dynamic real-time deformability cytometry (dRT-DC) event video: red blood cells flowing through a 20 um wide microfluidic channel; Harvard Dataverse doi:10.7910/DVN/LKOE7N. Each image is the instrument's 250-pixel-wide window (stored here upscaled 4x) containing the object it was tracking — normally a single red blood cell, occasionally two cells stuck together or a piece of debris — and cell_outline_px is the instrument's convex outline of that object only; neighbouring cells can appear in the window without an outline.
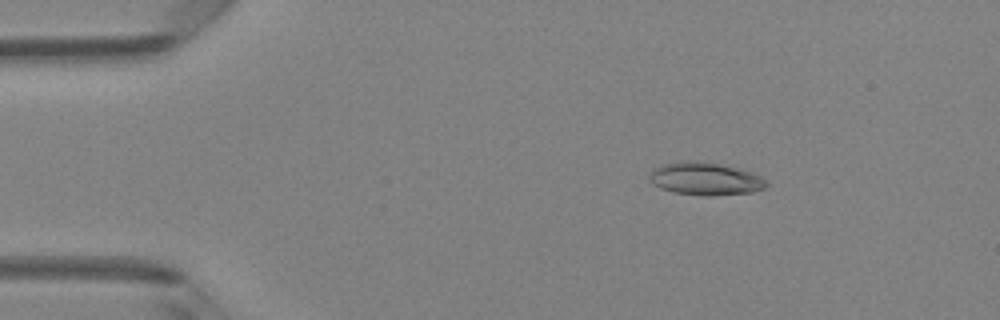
{"species": "Egyptian fruit bat (a non-hibernating species)", "species_latin": "Rousettus aegyptiacus", "temperature_condition": "room temperature", "stored_images_in_passage": 49, "camera_frame_rate_fps": 3000, "um_per_image_px": 0.085, "animal": {"sex": "female"}, "frame": {"image": 1, "passage_image": 8, "time_ms": 2.333, "image_size_px": [1000, 320], "cell_outline_px": [[768, 184], [764, 188], [752, 192], [712, 196], [704, 196], [672, 192], [660, 188], [652, 184], [648, 176], [656, 168], [664, 164], [680, 160], [696, 160], [744, 168], [760, 176]], "centroid_in_image_um": [59.95, 15.19], "position_along_channel_um": 25.0, "area_um2": 22.6}}
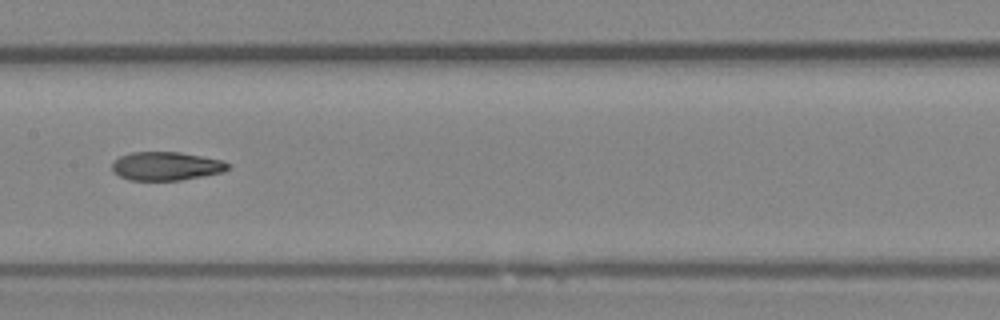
{"frame": {"image": 2, "passage_image": 25, "time_ms": 8.0, "image_size_px": [1000, 320], "cell_outline_px": [[228, 168], [224, 172], [180, 180], [128, 180], [112, 172], [112, 164], [120, 156], [132, 152], [180, 152], [224, 160], [228, 164]], "centroid_in_image_um": [14.12, 14.12], "position_along_channel_um": 193.3, "area_um2": 19.25}}
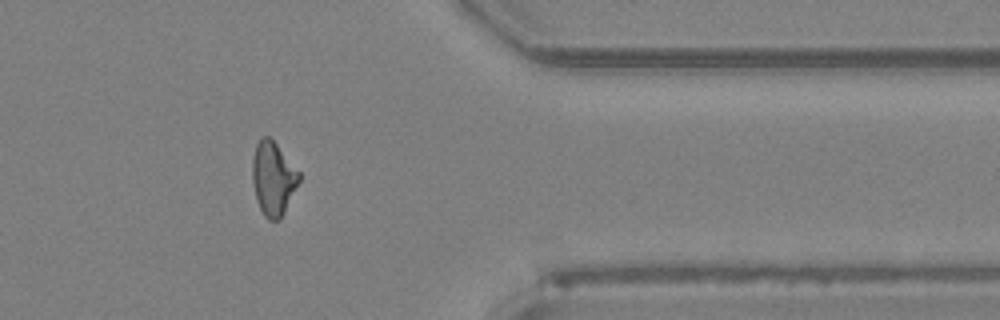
{"frame": {"image": 3, "passage_image": 40, "time_ms": 13.0, "image_size_px": [1000, 320], "cell_outline_px": [[300, 180], [280, 220], [268, 220], [264, 216], [256, 200], [252, 180], [252, 160], [256, 144], [264, 136], [268, 136], [276, 144], [300, 172]], "centroid_in_image_um": [23.21, 15.19], "position_along_channel_um": 388.2, "area_um2": 19.88}, "authors_computed_cell_mechanics": {"area_um2": 20.0566, "velocity_mm_per_s": 4.2091, "shape_relaxation_time_tau1_ms": null, "shape_relaxation_time_tau2_ms": 3.9994, "deformation_change_tau1": null, "deformation_change_tau2": 0.1241}}